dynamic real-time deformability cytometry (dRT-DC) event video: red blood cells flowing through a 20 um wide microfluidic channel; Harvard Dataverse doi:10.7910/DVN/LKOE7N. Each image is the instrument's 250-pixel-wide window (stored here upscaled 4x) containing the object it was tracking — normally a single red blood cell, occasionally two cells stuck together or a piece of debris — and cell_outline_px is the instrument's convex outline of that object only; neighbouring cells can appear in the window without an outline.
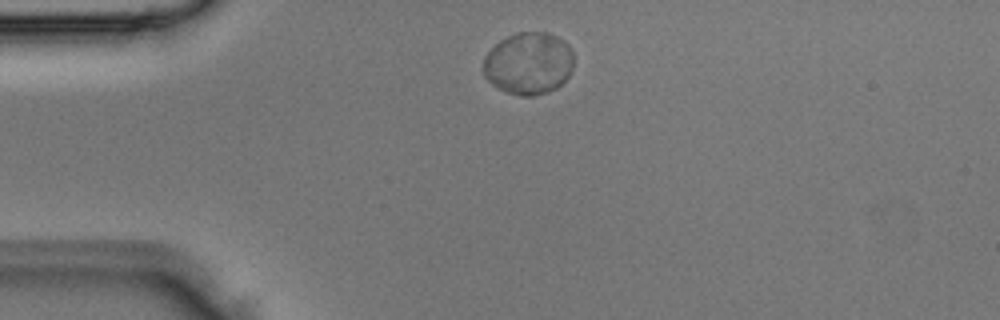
{"species": "Egyptian fruit bat (a non-hibernating species)", "species_latin": "Rousettus aegyptiacus", "temperature_condition": "room temperature", "stored_images_in_passage": 2, "camera_frame_rate_fps": 3000, "um_per_image_px": 0.085, "animal": {"sex": "male"}, "frame": {"image": 1, "passage_image": 1, "time_ms": 0.0, "image_size_px": [1000, 320], "cell_outline_px": [[572, 68], [568, 76], [556, 88], [548, 92], [532, 96], [524, 96], [508, 92], [496, 88], [484, 76], [484, 56], [500, 40], [516, 32], [548, 32], [564, 40], [568, 44], [572, 52]], "centroid_in_image_um": [44.92, 5.38], "position_along_channel_um": 40.1, "area_um2": 32.71}}